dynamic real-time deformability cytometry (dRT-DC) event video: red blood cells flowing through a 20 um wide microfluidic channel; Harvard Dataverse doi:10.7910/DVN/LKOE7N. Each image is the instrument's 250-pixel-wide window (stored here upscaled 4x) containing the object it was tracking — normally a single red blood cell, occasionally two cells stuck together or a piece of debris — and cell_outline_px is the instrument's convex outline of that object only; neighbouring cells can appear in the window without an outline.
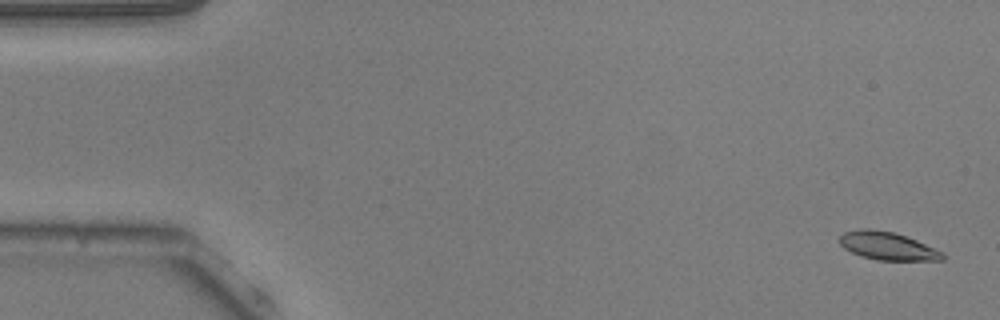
{"species": "common noctule bat (a hibernating species)", "species_latin": "Nyctalus noctula", "temperature_condition": "warm", "stored_images_in_passage": 54, "camera_frame_rate_fps": 3000, "um_per_image_px": 0.085, "animal": {"sex": "male", "body_mass_g": 20.5, "forearm_length_mm": 52.5}, "frame": {"image": 1, "passage_image": 2, "time_ms": 0.333, "image_size_px": [1000, 320], "cell_outline_px": [[944, 260], [876, 260], [860, 256], [844, 248], [836, 240], [844, 232], [860, 228], [868, 228], [896, 232], [908, 236], [944, 252]], "centroid_in_image_um": [75.42, 20.89], "position_along_channel_um": 9.6, "area_um2": 17.11}}
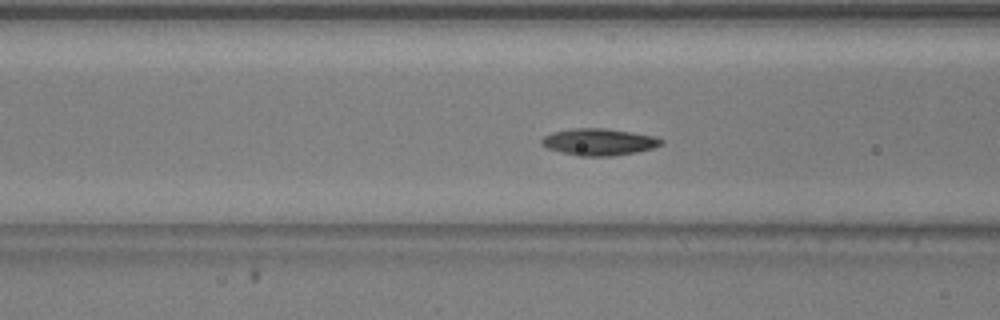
{"frame": {"image": 2, "passage_image": 21, "time_ms": 6.667, "image_size_px": [1000, 320], "cell_outline_px": [[664, 144], [652, 148], [636, 152], [612, 156], [576, 156], [560, 152], [548, 148], [540, 144], [540, 140], [544, 136], [552, 132], [572, 128], [604, 128], [656, 136], [664, 140]], "centroid_in_image_um": [50.9, 12.06], "position_along_channel_um": 115.7, "area_um2": 18.84}}
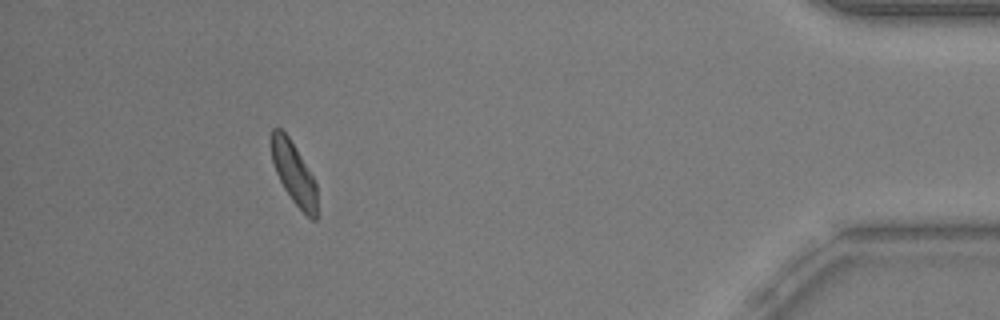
{"frame": {"image": 3, "passage_image": 49, "time_ms": 16.0, "image_size_px": [1000, 320], "cell_outline_px": [[316, 220], [312, 220], [292, 200], [284, 188], [276, 172], [272, 160], [272, 128], [280, 128], [288, 136], [312, 176], [316, 184]], "centroid_in_image_um": [24.97, 14.73], "position_along_channel_um": 410.2, "area_um2": 15.84}, "authors_computed_cell_mechanics": {"area_um2": 17.5134, "velocity_mm_per_s": 3.7833, "shape_relaxation_time_tau1_ms": 2.4093, "shape_relaxation_time_tau2_ms": 3.9979, "deformation_change_tau1": 0.0956, "deformation_change_tau2": 0.0888}}